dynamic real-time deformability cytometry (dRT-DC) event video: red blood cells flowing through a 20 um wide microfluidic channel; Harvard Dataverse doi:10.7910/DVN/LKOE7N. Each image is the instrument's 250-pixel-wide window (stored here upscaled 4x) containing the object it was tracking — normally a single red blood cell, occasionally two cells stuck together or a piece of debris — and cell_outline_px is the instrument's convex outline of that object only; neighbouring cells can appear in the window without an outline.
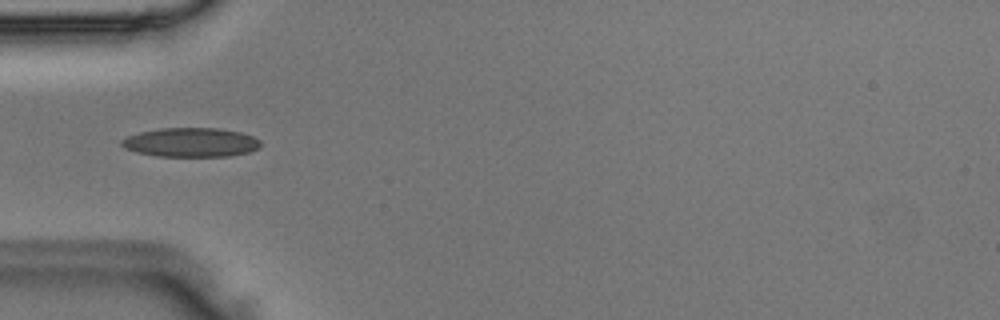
{"species": "Egyptian fruit bat (a non-hibernating species)", "species_latin": "Rousettus aegyptiacus", "temperature_condition": "room temperature", "stored_images_in_passage": 9, "camera_frame_rate_fps": 3000, "um_per_image_px": 0.085, "animal": {"sex": "male"}, "frame": {"image": 1, "passage_image": 4, "time_ms": 1.0, "image_size_px": [1000, 320], "cell_outline_px": [[260, 144], [256, 148], [248, 152], [228, 156], [156, 156], [136, 152], [124, 148], [120, 144], [120, 140], [128, 136], [140, 132], [160, 128], [220, 128], [240, 132], [252, 136], [260, 140]], "centroid_in_image_um": [16.18, 12.1], "position_along_channel_um": 68.8, "area_um2": 23.52}}
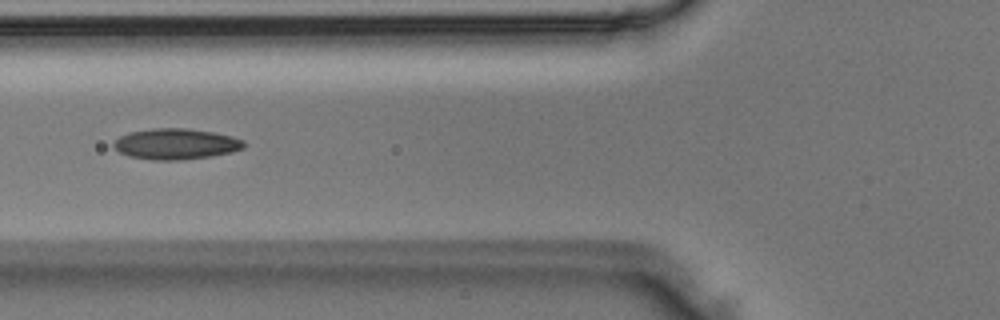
{"frame": {"image": 2, "passage_image": 7, "time_ms": 2.0, "image_size_px": [1000, 320], "cell_outline_px": [[244, 148], [232, 152], [212, 156], [176, 160], [152, 160], [128, 156], [120, 152], [112, 144], [120, 136], [128, 132], [152, 128], [188, 128], [212, 132], [232, 136], [244, 140]], "centroid_in_image_um": [14.95, 12.23], "position_along_channel_um": 110.9, "area_um2": 23.41}}